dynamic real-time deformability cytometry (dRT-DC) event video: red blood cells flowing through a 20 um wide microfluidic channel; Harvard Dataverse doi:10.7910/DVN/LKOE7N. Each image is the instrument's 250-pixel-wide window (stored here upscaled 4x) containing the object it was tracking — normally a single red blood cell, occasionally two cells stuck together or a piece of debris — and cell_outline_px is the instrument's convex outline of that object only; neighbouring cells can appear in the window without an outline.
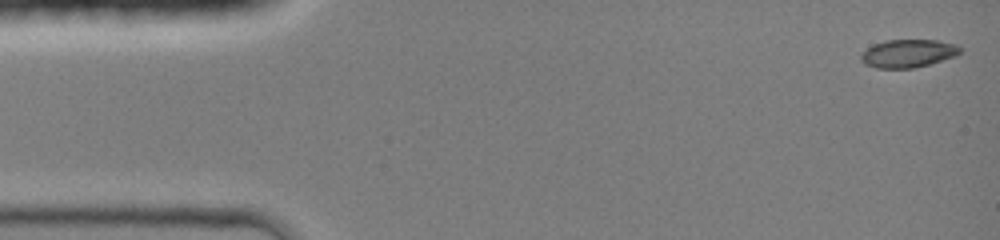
{"species": "common noctule bat (a hibernating species)", "species_latin": "Nyctalus noctula", "temperature_condition": "room temperature", "stored_images_in_passage": 11, "camera_frame_rate_fps": 3000, "um_per_image_px": 0.085, "animal": {"sex": "female", "body_mass_g": 19.0, "forearm_length_mm": 51.5}, "frame": {"image": 1, "passage_image": 1, "time_ms": 0.0, "image_size_px": [1000, 240], "cell_outline_px": [[960, 52], [956, 56], [928, 64], [912, 68], [876, 68], [864, 64], [860, 60], [860, 56], [872, 44], [884, 40], [936, 40], [956, 44], [960, 48]], "centroid_in_image_um": [77.16, 4.53], "position_along_channel_um": 7.8, "area_um2": 16.13}}